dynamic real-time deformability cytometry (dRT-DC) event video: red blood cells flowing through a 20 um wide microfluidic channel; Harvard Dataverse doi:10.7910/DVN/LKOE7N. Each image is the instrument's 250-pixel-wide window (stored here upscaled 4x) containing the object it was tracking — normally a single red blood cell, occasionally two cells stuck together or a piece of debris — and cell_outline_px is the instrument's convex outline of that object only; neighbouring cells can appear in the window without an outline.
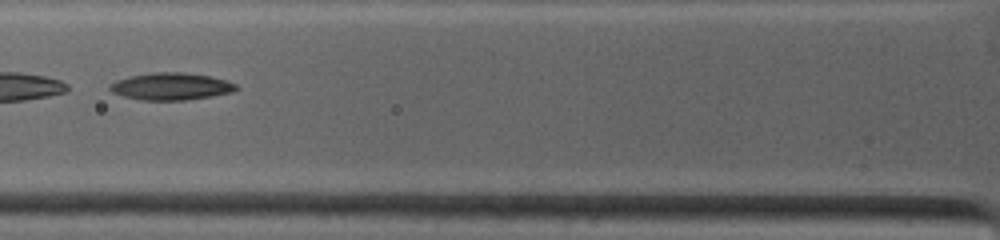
{"species": "common noctule bat (a hibernating species)", "species_latin": "Nyctalus noctula", "temperature_condition": "warm", "stored_images_in_passage": 4, "camera_frame_rate_fps": 4500, "um_per_image_px": 0.085, "animal": {"sex": "female", "body_mass_g": 19.0, "forearm_length_mm": 53.3}, "frame": {"image": 1, "passage_image": 3, "time_ms": 1.111, "image_size_px": [1000, 240], "cell_outline_px": [[240, 88], [232, 92], [212, 96], [184, 100], [140, 100], [124, 96], [112, 92], [108, 88], [108, 84], [116, 80], [128, 76], [152, 72], [180, 72], [212, 76], [228, 80], [236, 84]], "centroid_in_image_um": [14.54, 7.33], "position_along_channel_um": 111.3, "area_um2": 20.23}}